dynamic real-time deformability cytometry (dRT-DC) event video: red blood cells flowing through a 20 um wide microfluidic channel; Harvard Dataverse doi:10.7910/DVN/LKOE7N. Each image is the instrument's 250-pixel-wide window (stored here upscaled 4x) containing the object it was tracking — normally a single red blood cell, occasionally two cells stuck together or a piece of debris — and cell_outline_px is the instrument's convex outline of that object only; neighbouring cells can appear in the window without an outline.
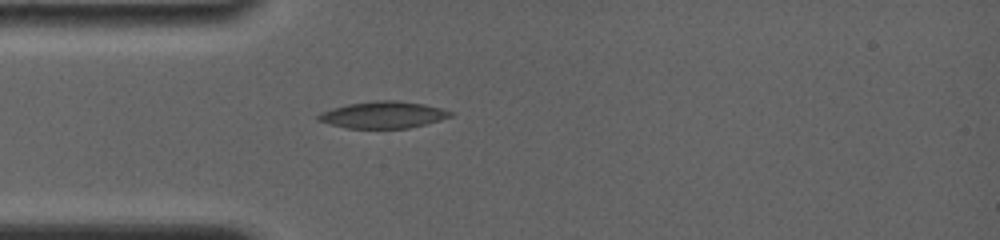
{"species": "common noctule bat (a hibernating species)", "species_latin": "Nyctalus noctula", "temperature_condition": "room temperature", "stored_images_in_passage": 32, "camera_frame_rate_fps": 4000, "um_per_image_px": 0.085, "animal": {"sex": "female", "body_mass_g": 19.0, "forearm_length_mm": 56.7}, "frame": {"image": 1, "passage_image": 1, "time_ms": 0.0, "image_size_px": [1000, 240], "cell_outline_px": [[452, 116], [440, 120], [408, 128], [348, 128], [316, 120], [316, 116], [320, 112], [332, 108], [348, 104], [372, 100], [400, 100], [424, 104], [440, 108], [452, 112]], "centroid_in_image_um": [32.54, 9.75], "position_along_channel_um": 52.5, "area_um2": 20.58}}
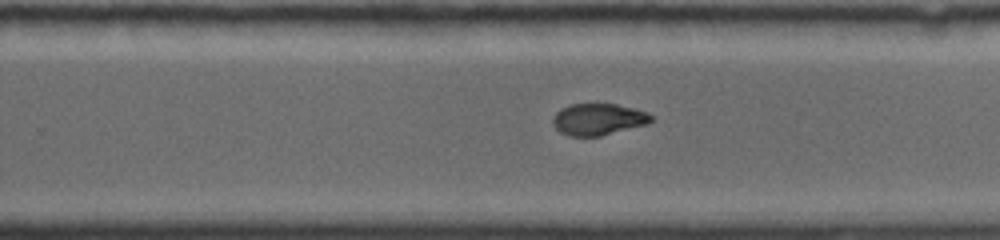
{"frame": {"image": 2, "passage_image": 16, "time_ms": 6.0, "image_size_px": [1000, 240], "cell_outline_px": [[656, 120], [648, 124], [600, 136], [568, 136], [560, 132], [552, 124], [552, 116], [560, 108], [572, 104], [616, 104], [636, 108], [648, 112]], "centroid_in_image_um": [50.87, 10.14], "position_along_channel_um": 278.9, "area_um2": 18.44}}
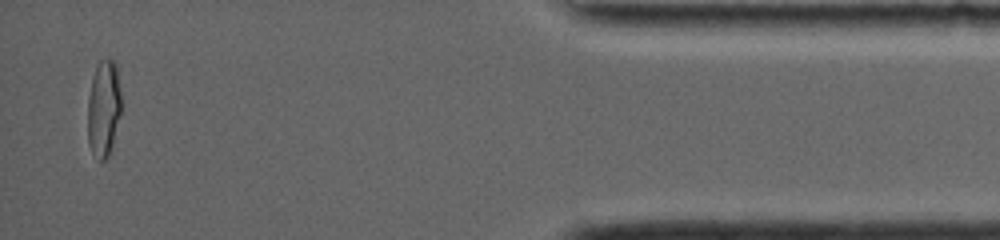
{"frame": {"image": 3, "passage_image": 31, "time_ms": 11.25, "image_size_px": [1000, 240], "cell_outline_px": [[120, 116], [112, 144], [108, 156], [104, 160], [100, 160], [92, 156], [88, 144], [88, 100], [92, 76], [96, 64], [100, 60], [108, 56], [116, 60], [120, 92]], "centroid_in_image_um": [8.8, 9.16], "position_along_channel_um": 426.4, "area_um2": 19.25}, "authors_computed_cell_mechanics": {"area_um2": 19.2474, "velocity_mm_per_s": 3.846, "shape_relaxation_time_tau1_ms": null, "shape_relaxation_time_tau2_ms": 2.1509, "deformation_change_tau1": null, "deformation_change_tau2": 0.0565}}